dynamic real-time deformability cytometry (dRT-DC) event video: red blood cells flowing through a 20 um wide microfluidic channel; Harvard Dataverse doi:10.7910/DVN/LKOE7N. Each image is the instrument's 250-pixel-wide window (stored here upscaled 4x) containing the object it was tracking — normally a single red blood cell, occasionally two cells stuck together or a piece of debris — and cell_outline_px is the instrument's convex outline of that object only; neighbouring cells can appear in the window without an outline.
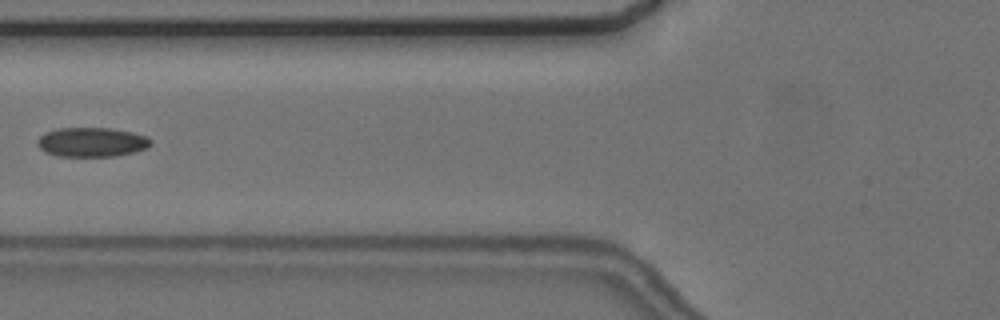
{"species": "common noctule bat (a hibernating species)", "species_latin": "Nyctalus noctula", "temperature_condition": "cold", "stored_images_in_passage": 8, "camera_frame_rate_fps": 3000, "um_per_image_px": 0.085, "animal": {"sex": "female", "body_mass_g": 24.6, "forearm_length_mm": 56.2}, "frame": {"image": 1, "passage_image": 7, "time_ms": 7.0, "image_size_px": [1000, 320], "cell_outline_px": [[152, 144], [148, 148], [116, 156], [56, 156], [44, 152], [40, 148], [40, 136], [48, 132], [60, 128], [108, 128], [132, 132], [148, 136], [152, 140]], "centroid_in_image_um": [7.86, 12.08], "position_along_channel_um": 117.9, "area_um2": 19.25}}
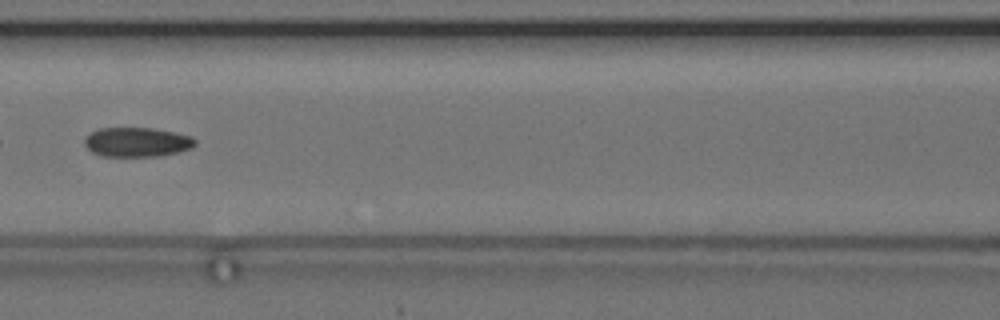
{"frame": {"image": 2, "passage_image": 8, "time_ms": 8.0, "image_size_px": [1000, 320], "cell_outline_px": [[196, 144], [192, 148], [160, 156], [104, 156], [92, 152], [84, 144], [84, 140], [92, 132], [100, 128], [152, 128], [192, 136], [196, 140]], "centroid_in_image_um": [11.66, 12.08], "position_along_channel_um": 154.9, "area_um2": 18.79}}